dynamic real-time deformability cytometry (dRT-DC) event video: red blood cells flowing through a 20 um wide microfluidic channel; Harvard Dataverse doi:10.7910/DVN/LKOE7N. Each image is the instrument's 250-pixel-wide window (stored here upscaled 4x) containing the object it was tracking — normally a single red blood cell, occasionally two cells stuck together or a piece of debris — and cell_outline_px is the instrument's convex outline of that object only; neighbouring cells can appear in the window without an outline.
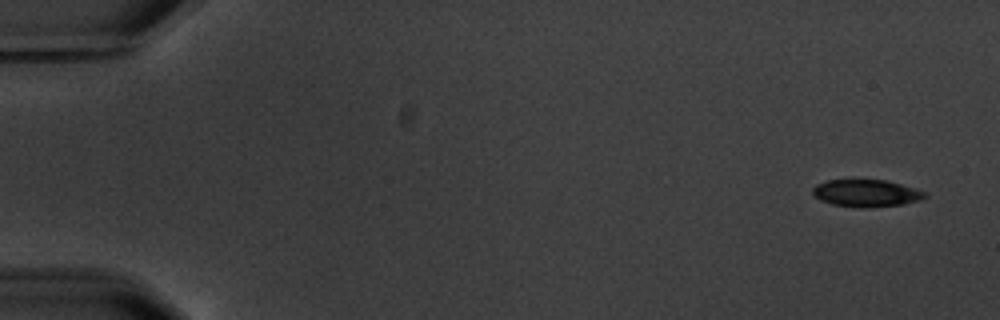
{"species": "common noctule bat (a hibernating species)", "species_latin": "Nyctalus noctula", "temperature_condition": "warm", "stored_images_in_passage": 5, "camera_frame_rate_fps": 3000, "um_per_image_px": 0.085, "animal": {"sex": "male", "body_mass_g": 20.1, "forearm_length_mm": 53.5}, "frame": {"image": 1, "passage_image": 1, "time_ms": 0.0, "image_size_px": [1000, 320], "cell_outline_px": [[928, 196], [920, 200], [904, 204], [864, 208], [832, 204], [820, 200], [812, 192], [812, 188], [816, 184], [828, 180], [888, 180], [924, 192]], "centroid_in_image_um": [73.62, 16.42], "position_along_channel_um": 11.4, "area_um2": 17.63}}
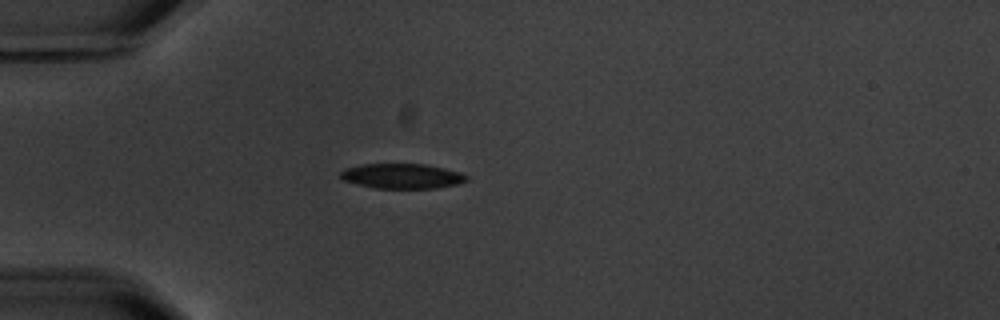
{"frame": {"image": 2, "passage_image": 5, "time_ms": 4.667, "image_size_px": [1000, 320], "cell_outline_px": [[468, 180], [456, 184], [436, 188], [372, 188], [356, 184], [344, 180], [340, 176], [340, 172], [344, 168], [364, 164], [424, 164], [444, 168], [460, 172], [468, 176]], "centroid_in_image_um": [34.16, 14.97], "position_along_channel_um": 50.8, "area_um2": 18.32}}